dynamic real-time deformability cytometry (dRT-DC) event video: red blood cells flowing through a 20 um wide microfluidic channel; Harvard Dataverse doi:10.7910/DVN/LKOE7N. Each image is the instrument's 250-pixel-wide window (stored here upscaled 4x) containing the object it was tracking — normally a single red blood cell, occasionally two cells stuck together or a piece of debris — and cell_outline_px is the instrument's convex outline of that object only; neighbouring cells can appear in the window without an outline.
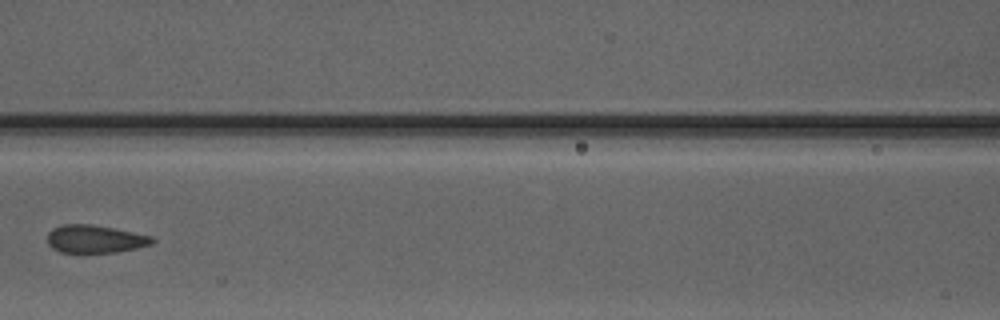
{"species": "Egyptian fruit bat (a non-hibernating species)", "species_latin": "Rousettus aegyptiacus", "temperature_condition": "warm", "stored_images_in_passage": 7, "camera_frame_rate_fps": 3000, "um_per_image_px": 0.085, "animal": {"sex": "male"}, "frame": {"image": 1, "passage_image": 6, "time_ms": 7.0, "image_size_px": [1000, 320], "cell_outline_px": [[156, 240], [152, 244], [136, 248], [116, 252], [60, 252], [52, 248], [48, 244], [48, 232], [52, 228], [64, 224], [92, 224], [152, 236]], "centroid_in_image_um": [8.07, 20.31], "position_along_channel_um": 158.5, "area_um2": 16.94}}
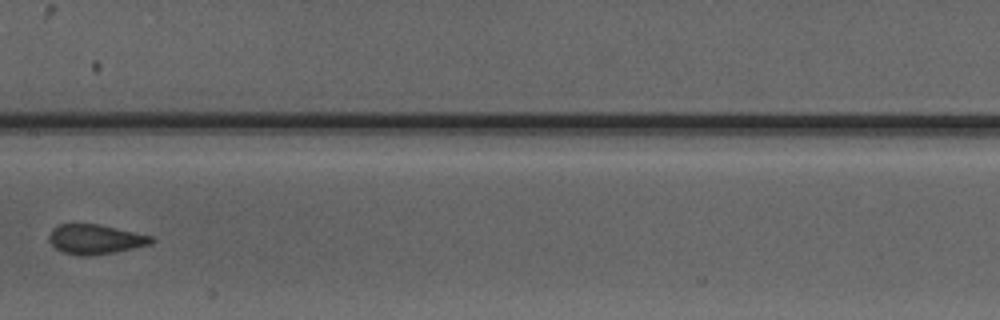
{"frame": {"image": 2, "passage_image": 7, "time_ms": 8.0, "image_size_px": [1000, 320], "cell_outline_px": [[156, 240], [148, 244], [132, 248], [92, 256], [80, 256], [64, 252], [56, 248], [48, 240], [48, 236], [52, 228], [60, 224], [100, 224], [152, 236]], "centroid_in_image_um": [8.07, 20.33], "position_along_channel_um": 199.3, "area_um2": 17.57}}